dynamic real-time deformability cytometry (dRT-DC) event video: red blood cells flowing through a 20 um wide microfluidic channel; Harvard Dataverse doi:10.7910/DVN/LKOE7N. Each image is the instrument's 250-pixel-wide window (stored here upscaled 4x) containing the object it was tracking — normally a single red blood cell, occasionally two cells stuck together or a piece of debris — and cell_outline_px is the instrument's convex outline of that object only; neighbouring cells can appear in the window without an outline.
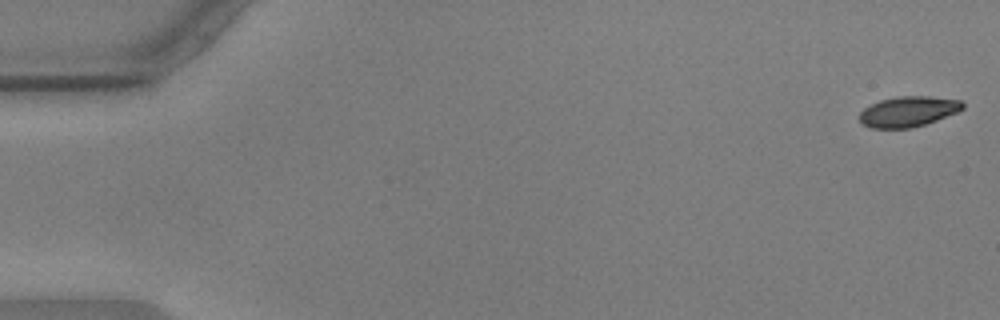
{"species": "common noctule bat (a hibernating species)", "species_latin": "Nyctalus noctula", "temperature_condition": "warm", "stored_images_in_passage": 46, "camera_frame_rate_fps": 3000, "um_per_image_px": 0.085, "animal": {"sex": "male", "body_mass_g": 17.9, "forearm_length_mm": 54.2}, "frame": {"image": 1, "passage_image": 1, "time_ms": 0.0, "image_size_px": [1000, 320], "cell_outline_px": [[964, 108], [956, 112], [936, 120], [912, 128], [872, 128], [860, 124], [860, 112], [864, 108], [880, 100], [896, 96], [928, 96], [960, 100], [964, 104]], "centroid_in_image_um": [77.17, 9.48], "position_along_channel_um": 7.8, "area_um2": 18.21}}
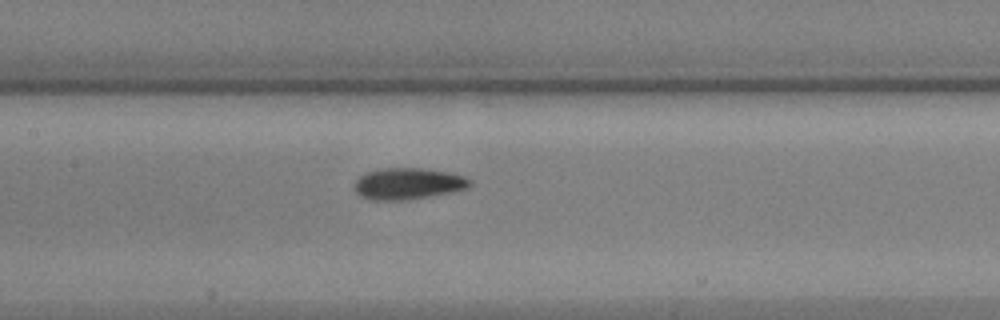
{"frame": {"image": 2, "passage_image": 27, "time_ms": 8.667, "image_size_px": [1000, 320], "cell_outline_px": [[472, 184], [468, 188], [452, 192], [404, 200], [372, 200], [360, 196], [352, 188], [352, 184], [360, 176], [376, 168], [424, 168], [448, 172], [464, 176], [472, 180]], "centroid_in_image_um": [34.66, 15.6], "position_along_channel_um": 172.7, "area_um2": 21.39}}
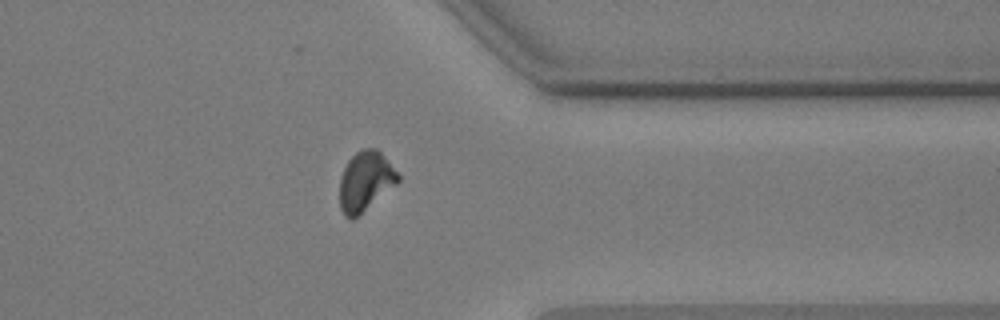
{"frame": {"image": 3, "passage_image": 45, "time_ms": 14.667, "image_size_px": [1000, 320], "cell_outline_px": [[400, 180], [396, 184], [352, 220], [344, 216], [340, 208], [340, 176], [348, 160], [356, 152], [364, 148], [376, 148], [380, 152], [400, 176]], "centroid_in_image_um": [31.03, 15.4], "position_along_channel_um": 380.4, "area_um2": 19.94}}